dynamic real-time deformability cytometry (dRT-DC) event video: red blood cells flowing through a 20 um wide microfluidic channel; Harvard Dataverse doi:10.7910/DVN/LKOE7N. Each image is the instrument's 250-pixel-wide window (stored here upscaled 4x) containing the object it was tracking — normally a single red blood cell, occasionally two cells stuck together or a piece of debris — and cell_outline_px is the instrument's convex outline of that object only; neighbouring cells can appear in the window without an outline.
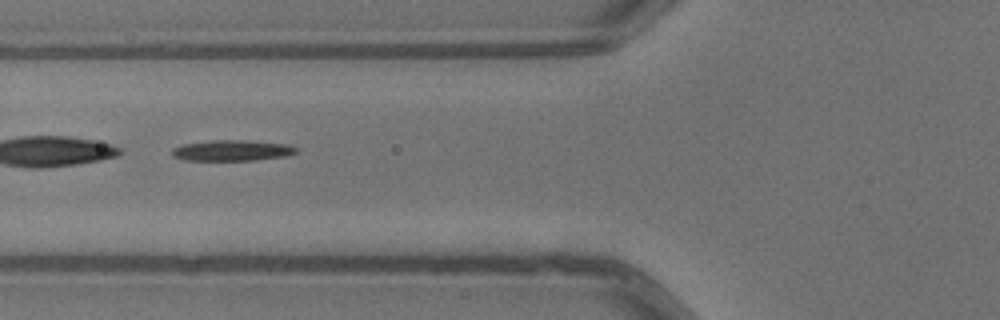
{"species": "common noctule bat (a hibernating species)", "species_latin": "Nyctalus noctula", "temperature_condition": "warm", "stored_images_in_passage": 6, "camera_frame_rate_fps": 3000, "um_per_image_px": 0.085, "animal": {"sex": "male", "body_mass_g": 13.3}, "frame": {"image": 1, "passage_image": 5, "time_ms": 1.333, "image_size_px": [1000, 320], "cell_outline_px": [[296, 152], [288, 156], [256, 160], [184, 160], [172, 156], [172, 148], [184, 144], [212, 140], [244, 140], [288, 144], [296, 148]], "centroid_in_image_um": [19.72, 12.79], "position_along_channel_um": 106.1, "area_um2": 15.03}}
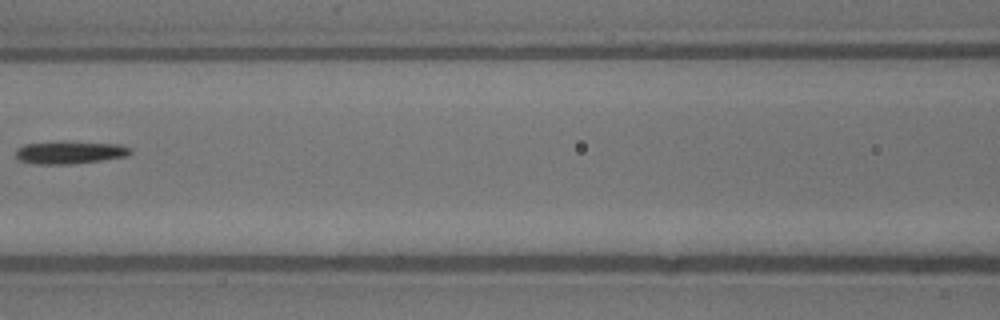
{"frame": {"image": 2, "passage_image": 6, "time_ms": 1.667, "image_size_px": [1000, 320], "cell_outline_px": [[132, 152], [128, 156], [100, 160], [68, 164], [36, 164], [20, 160], [16, 156], [16, 148], [24, 144], [60, 140], [64, 140], [120, 144], [132, 148]], "centroid_in_image_um": [5.94, 12.92], "position_along_channel_um": 160.7, "area_um2": 15.55}}